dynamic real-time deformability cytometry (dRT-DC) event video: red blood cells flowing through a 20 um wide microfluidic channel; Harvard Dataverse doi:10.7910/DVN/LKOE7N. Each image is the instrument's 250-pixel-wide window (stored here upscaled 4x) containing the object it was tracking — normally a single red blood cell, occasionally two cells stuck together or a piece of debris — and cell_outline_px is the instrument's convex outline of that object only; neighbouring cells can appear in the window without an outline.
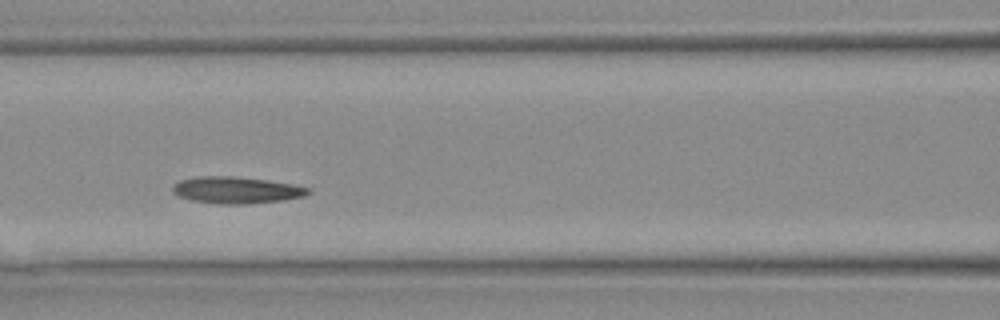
{"species": "Egyptian fruit bat (a non-hibernating species)", "species_latin": "Rousettus aegyptiacus", "temperature_condition": "warm", "stored_images_in_passage": 10, "camera_frame_rate_fps": 3000, "um_per_image_px": 0.085, "animal": {"sex": "female"}, "frame": {"image": 1, "passage_image": 5, "time_ms": 1.333, "image_size_px": [1000, 320], "cell_outline_px": [[312, 192], [304, 196], [284, 200], [248, 204], [220, 204], [192, 200], [180, 196], [172, 192], [172, 188], [180, 180], [200, 176], [232, 176], [264, 180], [292, 184], [312, 188]], "centroid_in_image_um": [20.13, 16.16], "position_along_channel_um": 146.5, "area_um2": 20.98}}
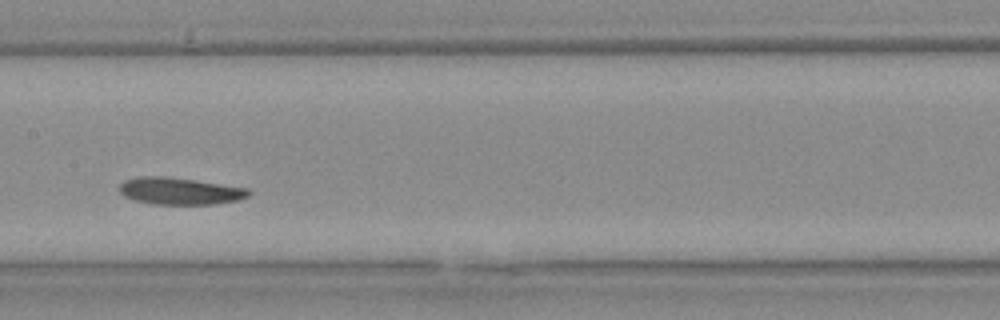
{"frame": {"image": 2, "passage_image": 7, "time_ms": 2.0, "image_size_px": [1000, 320], "cell_outline_px": [[252, 192], [248, 196], [236, 200], [216, 204], [152, 204], [136, 200], [124, 196], [120, 192], [120, 184], [124, 180], [140, 176], [164, 176], [196, 180], [248, 188]], "centroid_in_image_um": [15.29, 16.23], "position_along_channel_um": 192.1, "area_um2": 20.29}}